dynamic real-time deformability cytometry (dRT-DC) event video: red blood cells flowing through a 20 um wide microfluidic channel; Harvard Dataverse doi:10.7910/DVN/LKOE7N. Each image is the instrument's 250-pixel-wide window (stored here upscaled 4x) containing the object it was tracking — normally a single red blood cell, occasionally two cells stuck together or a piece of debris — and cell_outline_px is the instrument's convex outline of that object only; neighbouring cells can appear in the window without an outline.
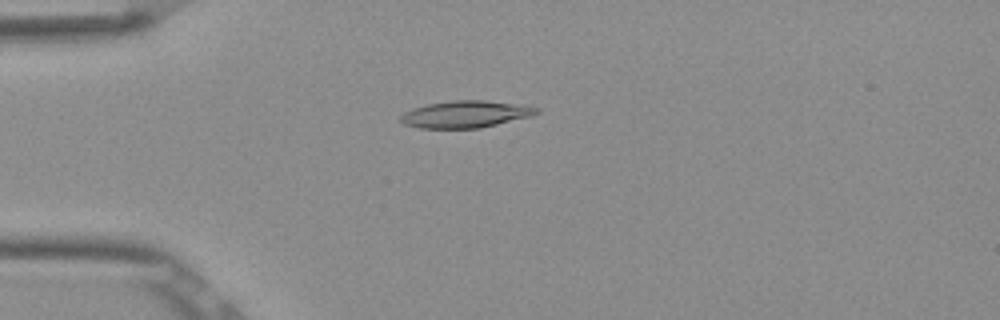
{"species": "Egyptian fruit bat (a non-hibernating species)", "species_latin": "Rousettus aegyptiacus", "temperature_condition": "room temperature", "stored_images_in_passage": 45, "camera_frame_rate_fps": 3000, "um_per_image_px": 0.085, "frame": {"image": 1, "passage_image": 6, "time_ms": 1.667, "image_size_px": [1000, 320], "cell_outline_px": [[540, 112], [532, 116], [480, 128], [420, 128], [404, 124], [400, 120], [400, 116], [404, 112], [428, 104], [452, 100], [484, 100], [540, 108]], "centroid_in_image_um": [39.57, 9.71], "position_along_channel_um": 45.4, "area_um2": 21.1}}
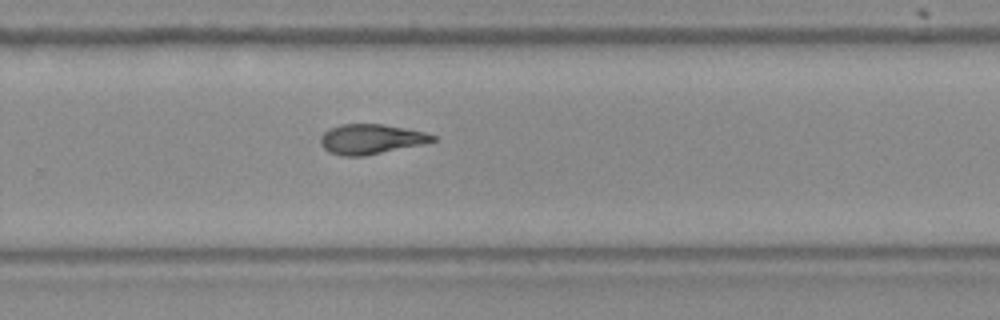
{"frame": {"image": 2, "passage_image": 27, "time_ms": 8.667, "image_size_px": [1000, 320], "cell_outline_px": [[436, 140], [420, 144], [364, 156], [340, 156], [328, 152], [320, 144], [320, 136], [324, 132], [340, 124], [384, 124], [424, 132], [436, 136]], "centroid_in_image_um": [31.47, 11.82], "position_along_channel_um": 298.3, "area_um2": 19.36}}
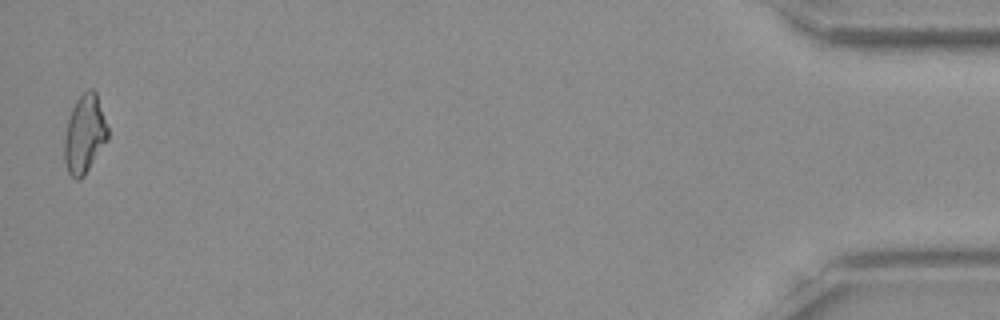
{"frame": {"image": 3, "passage_image": 44, "time_ms": 14.333, "image_size_px": [1000, 320], "cell_outline_px": [[108, 140], [84, 176], [80, 180], [76, 180], [68, 172], [64, 160], [64, 140], [68, 120], [72, 108], [76, 100], [88, 88], [92, 88], [96, 92], [108, 128]], "centroid_in_image_um": [7.19, 11.42], "position_along_channel_um": 428.0, "area_um2": 19.83}, "authors_computed_cell_mechanics": {"area_um2": 19.8254, "velocity_mm_per_s": 3.8898, "shape_relaxation_time_tau1_ms": 7.052, "shape_relaxation_time_tau2_ms": 5.4936, "deformation_change_tau1": 0.2085, "deformation_change_tau2": 0.1342}}